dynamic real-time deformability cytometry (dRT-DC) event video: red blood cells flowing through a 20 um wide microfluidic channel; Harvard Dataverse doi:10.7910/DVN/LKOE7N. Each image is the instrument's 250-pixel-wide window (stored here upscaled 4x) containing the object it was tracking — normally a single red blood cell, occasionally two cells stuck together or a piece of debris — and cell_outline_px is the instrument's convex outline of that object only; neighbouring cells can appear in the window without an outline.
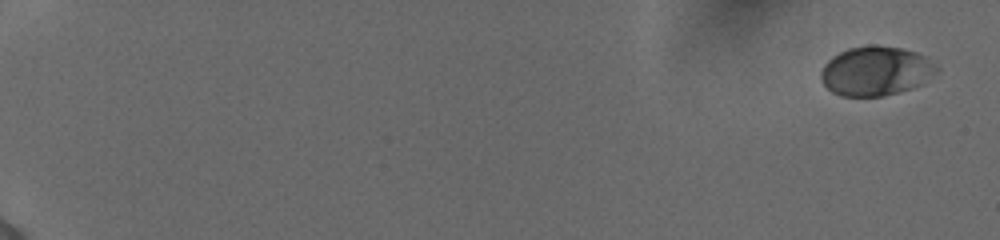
{"species": "human", "species_latin": "Homo sapiens", "temperature_condition": "cold", "stored_images_in_passage": 19, "camera_frame_rate_fps": 3000, "um_per_image_px": 0.085, "donor": {"sex": "female"}, "frame": {"image": 1, "passage_image": 1, "time_ms": 0.0, "image_size_px": [1000, 240], "cell_outline_px": [[940, 68], [924, 84], [912, 88], [880, 96], [840, 96], [832, 92], [820, 80], [820, 72], [824, 64], [832, 56], [848, 48], [872, 44], [900, 48], [916, 52], [924, 56]], "centroid_in_image_um": [74.43, 6.03], "position_along_channel_um": 10.6, "area_um2": 33.35}}
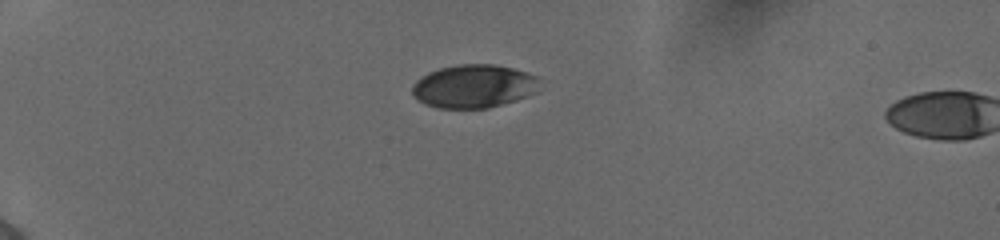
{"frame": {"image": 2, "passage_image": 16, "time_ms": 5.0, "image_size_px": [1000, 240], "cell_outline_px": [[536, 92], [528, 96], [516, 100], [488, 108], [440, 108], [424, 104], [416, 100], [412, 96], [412, 84], [416, 80], [428, 72], [440, 68], [460, 64], [492, 64], [512, 68], [536, 76]], "centroid_in_image_um": [40.2, 7.34], "position_along_channel_um": 44.8, "area_um2": 32.02}}